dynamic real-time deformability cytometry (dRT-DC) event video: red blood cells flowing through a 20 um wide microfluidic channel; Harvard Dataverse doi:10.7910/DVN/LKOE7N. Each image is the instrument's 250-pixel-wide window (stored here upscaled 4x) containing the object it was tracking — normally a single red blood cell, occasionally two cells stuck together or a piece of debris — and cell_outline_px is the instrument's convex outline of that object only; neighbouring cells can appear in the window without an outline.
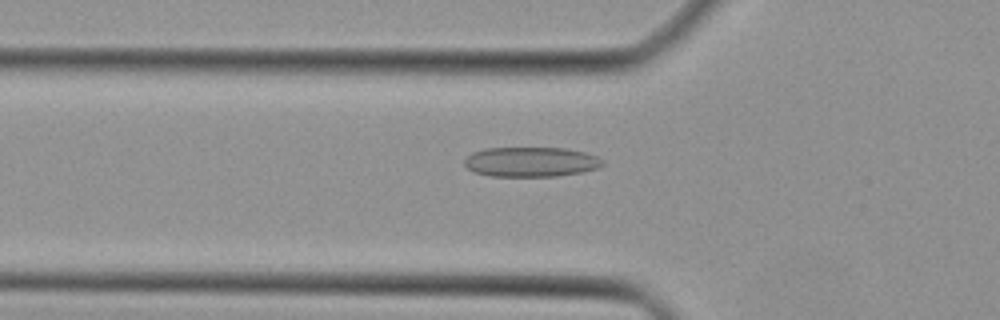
{"species": "Egyptian fruit bat (a non-hibernating species)", "species_latin": "Rousettus aegyptiacus", "temperature_condition": "cold", "stored_images_in_passage": 37, "camera_frame_rate_fps": 3000, "um_per_image_px": 0.085, "animal": {"sex": "female"}, "frame": {"image": 1, "passage_image": 8, "time_ms": 2.333, "image_size_px": [1000, 320], "cell_outline_px": [[604, 164], [600, 168], [580, 172], [556, 176], [492, 176], [472, 172], [464, 164], [464, 160], [472, 152], [484, 148], [564, 148], [584, 152], [596, 156], [604, 160]], "centroid_in_image_um": [45.12, 13.76], "position_along_channel_um": 80.7, "area_um2": 24.04}}
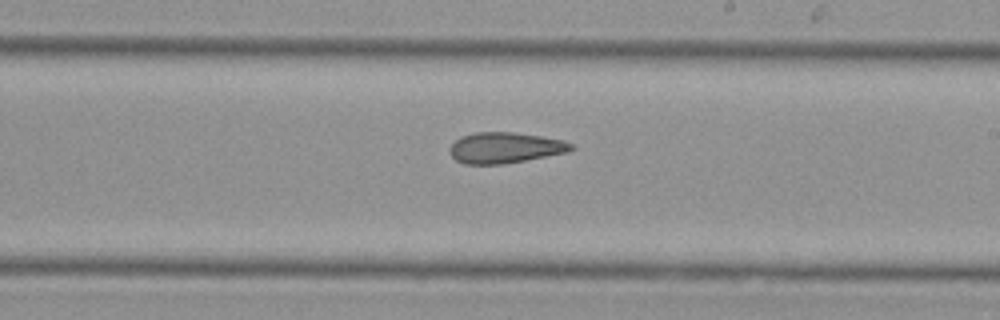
{"frame": {"image": 2, "passage_image": 19, "time_ms": 6.0, "image_size_px": [1000, 320], "cell_outline_px": [[576, 148], [568, 152], [504, 164], [464, 164], [456, 160], [452, 156], [448, 148], [460, 136], [476, 132], [512, 132], [540, 136], [564, 140], [572, 144]], "centroid_in_image_um": [42.92, 12.56], "position_along_channel_um": 246.1, "area_um2": 21.85}}
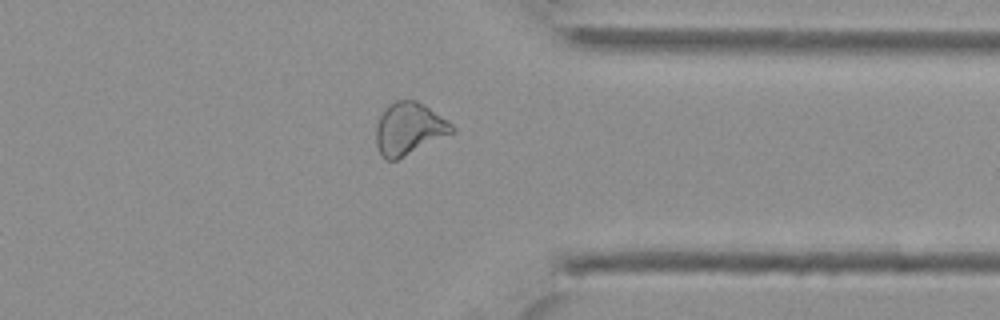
{"frame": {"image": 3, "passage_image": 28, "time_ms": 9.0, "image_size_px": [1000, 320], "cell_outline_px": [[456, 132], [396, 160], [384, 160], [380, 156], [376, 144], [376, 124], [384, 108], [388, 104], [396, 100], [416, 100], [424, 104], [452, 124], [456, 128]], "centroid_in_image_um": [34.75, 10.95], "position_along_channel_um": 376.6, "area_um2": 23.35}}